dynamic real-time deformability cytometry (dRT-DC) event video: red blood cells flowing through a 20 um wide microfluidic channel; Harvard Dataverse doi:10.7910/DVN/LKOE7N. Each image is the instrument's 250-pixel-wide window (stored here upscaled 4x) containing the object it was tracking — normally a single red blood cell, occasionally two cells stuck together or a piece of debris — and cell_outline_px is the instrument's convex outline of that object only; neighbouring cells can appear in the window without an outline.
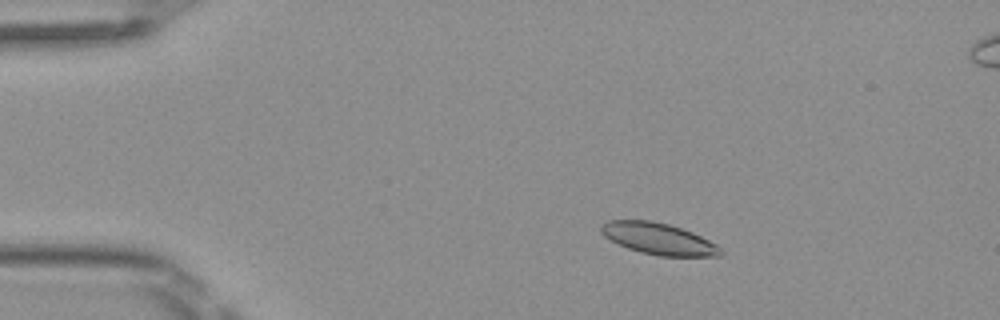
{"species": "Egyptian fruit bat (a non-hibernating species)", "species_latin": "Rousettus aegyptiacus", "temperature_condition": "room temperature", "stored_images_in_passage": 5, "camera_frame_rate_fps": 3000, "um_per_image_px": 0.085, "frame": {"image": 1, "passage_image": 3, "time_ms": 0.667, "image_size_px": [1000, 320], "cell_outline_px": [[724, 252], [720, 256], [660, 256], [640, 252], [628, 248], [604, 236], [600, 232], [600, 224], [608, 220], [652, 220], [668, 224], [692, 232], [716, 244]], "centroid_in_image_um": [55.96, 20.29], "position_along_channel_um": 29.0, "area_um2": 21.85}}